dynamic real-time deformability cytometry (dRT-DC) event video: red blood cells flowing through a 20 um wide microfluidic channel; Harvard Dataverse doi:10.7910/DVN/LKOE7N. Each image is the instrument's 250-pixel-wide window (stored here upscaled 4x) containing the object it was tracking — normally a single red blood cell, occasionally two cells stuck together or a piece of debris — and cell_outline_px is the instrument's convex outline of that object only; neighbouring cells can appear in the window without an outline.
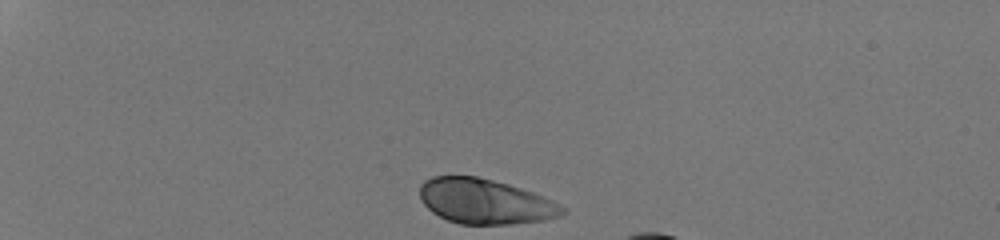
{"species": "human", "species_latin": "Homo sapiens", "temperature_condition": "room temperature", "stored_images_in_passage": 11, "camera_frame_rate_fps": 3000, "um_per_image_px": 0.085, "donor": {"sex": "male"}, "frame": {"image": 1, "passage_image": 1, "time_ms": 0.0, "image_size_px": [1000, 240], "cell_outline_px": [[568, 212], [560, 216], [544, 220], [512, 224], [460, 224], [448, 220], [432, 212], [420, 200], [420, 184], [424, 180], [432, 176], [476, 176], [508, 184], [532, 192], [552, 200], [568, 208]], "centroid_in_image_um": [41.24, 17.12], "position_along_channel_um": 43.8, "area_um2": 37.51}}
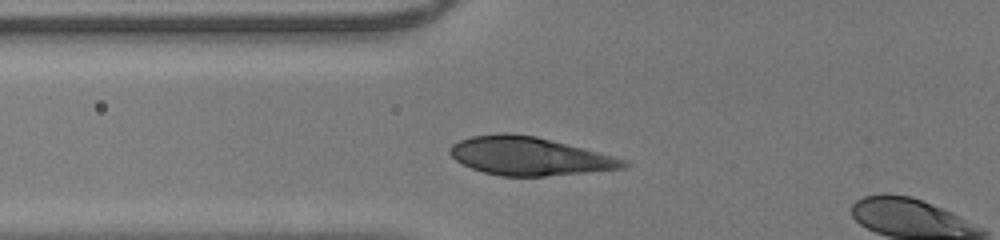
{"frame": {"image": 2, "passage_image": 9, "time_ms": 2.667, "image_size_px": [1000, 240], "cell_outline_px": [[632, 164], [624, 168], [544, 176], [500, 176], [484, 172], [472, 168], [456, 160], [448, 152], [448, 148], [452, 144], [460, 140], [472, 136], [504, 132], [536, 136], [612, 156], [624, 160]], "centroid_in_image_um": [44.94, 13.26], "position_along_channel_um": 80.9, "area_um2": 38.21}}